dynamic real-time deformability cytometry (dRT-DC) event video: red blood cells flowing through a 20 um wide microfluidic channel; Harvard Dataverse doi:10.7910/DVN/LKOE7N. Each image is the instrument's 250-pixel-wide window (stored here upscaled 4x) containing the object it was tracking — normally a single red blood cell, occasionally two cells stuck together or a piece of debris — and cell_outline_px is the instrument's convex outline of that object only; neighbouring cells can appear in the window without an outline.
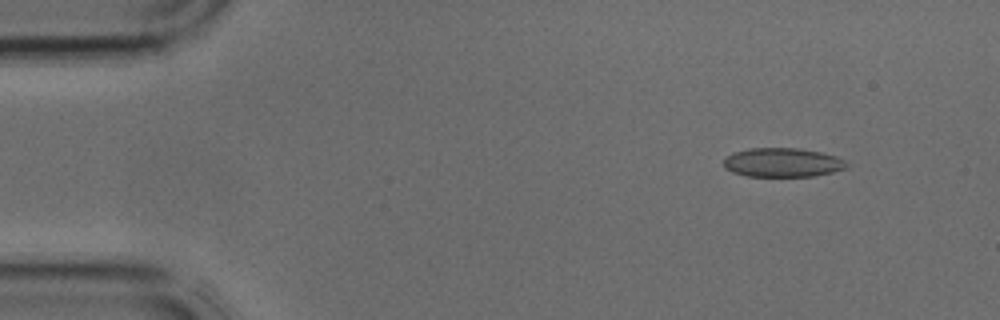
{"species": "common noctule bat (a hibernating species)", "species_latin": "Nyctalus noctula", "temperature_condition": "cold", "stored_images_in_passage": 4, "segment_of_instrument_passage": [2, 2], "camera_frame_rate_fps": 3000, "um_per_image_px": 0.085, "animal": {"sex": "male", "body_mass_g": 17.9, "forearm_length_mm": 54.2}, "frame": {"image": 1, "passage_image": 4, "time_ms": 1.0, "image_size_px": [1000, 320], "cell_outline_px": [[848, 168], [832, 172], [812, 176], [748, 176], [732, 172], [724, 168], [724, 160], [728, 156], [736, 152], [748, 148], [800, 148], [820, 152], [836, 156], [844, 160], [848, 164]], "centroid_in_image_um": [66.54, 13.81], "position_along_channel_um": 18.5, "area_um2": 20.75}}